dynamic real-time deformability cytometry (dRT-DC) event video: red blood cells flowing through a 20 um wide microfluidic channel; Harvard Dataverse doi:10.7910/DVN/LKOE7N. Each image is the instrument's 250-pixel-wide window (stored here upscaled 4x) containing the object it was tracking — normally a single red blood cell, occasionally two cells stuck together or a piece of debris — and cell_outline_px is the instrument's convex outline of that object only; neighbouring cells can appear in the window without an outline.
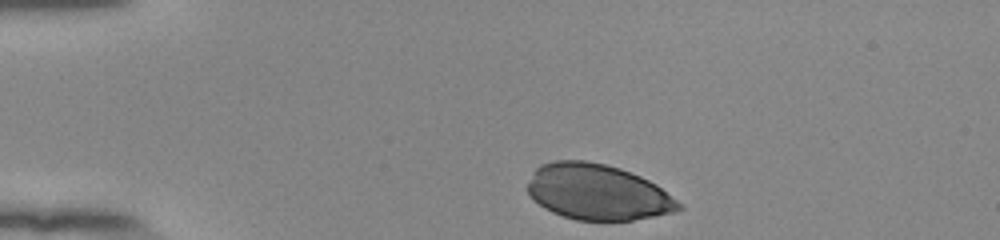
{"species": "human", "species_latin": "Homo sapiens", "temperature_condition": "room temperature", "stored_images_in_passage": 34, "camera_frame_rate_fps": 3000, "um_per_image_px": 0.085, "donor": {"sex": "female"}, "frame": {"image": 1, "passage_image": 1, "time_ms": 0.0, "image_size_px": [1000, 240], "cell_outline_px": [[684, 208], [672, 212], [632, 220], [576, 220], [552, 212], [544, 208], [528, 192], [528, 184], [536, 168], [540, 164], [556, 160], [584, 160], [604, 164], [620, 168], [640, 176], [656, 184], [676, 200]], "centroid_in_image_um": [50.79, 16.32], "position_along_channel_um": 34.2, "area_um2": 48.49}}
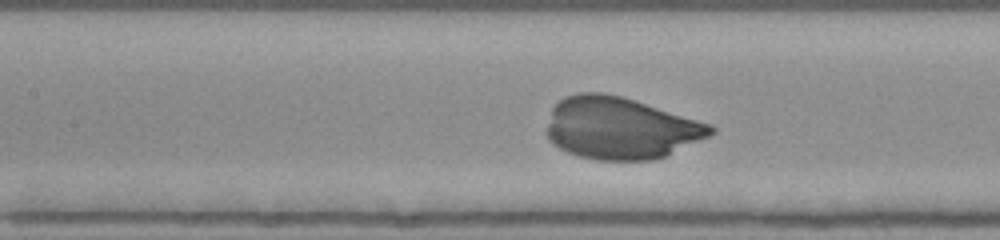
{"frame": {"image": 2, "passage_image": 15, "time_ms": 4.667, "image_size_px": [1000, 240], "cell_outline_px": [[716, 132], [708, 136], [656, 160], [596, 160], [580, 156], [568, 152], [552, 144], [548, 140], [544, 132], [552, 108], [564, 96], [580, 92], [604, 92], [620, 96], [712, 124], [716, 128]], "centroid_in_image_um": [52.69, 10.89], "position_along_channel_um": 154.7, "area_um2": 59.25}}
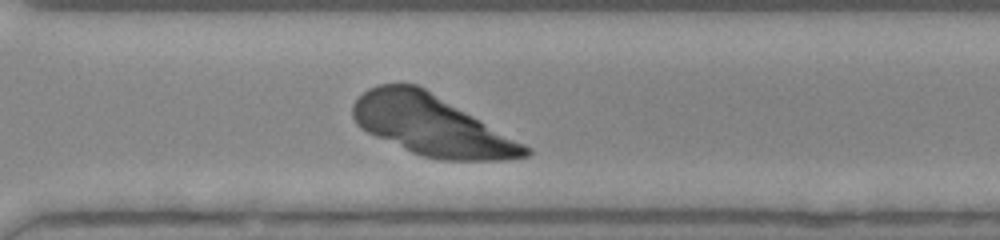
{"frame": {"image": 3, "passage_image": 29, "time_ms": 9.333, "image_size_px": [1000, 240], "cell_outline_px": [[532, 152], [528, 156], [504, 160], [440, 160], [420, 156], [376, 136], [360, 128], [356, 124], [352, 116], [352, 104], [368, 88], [380, 84], [416, 84], [424, 88], [532, 148]], "centroid_in_image_um": [36.66, 10.67], "position_along_channel_um": 333.9, "area_um2": 60.0}}